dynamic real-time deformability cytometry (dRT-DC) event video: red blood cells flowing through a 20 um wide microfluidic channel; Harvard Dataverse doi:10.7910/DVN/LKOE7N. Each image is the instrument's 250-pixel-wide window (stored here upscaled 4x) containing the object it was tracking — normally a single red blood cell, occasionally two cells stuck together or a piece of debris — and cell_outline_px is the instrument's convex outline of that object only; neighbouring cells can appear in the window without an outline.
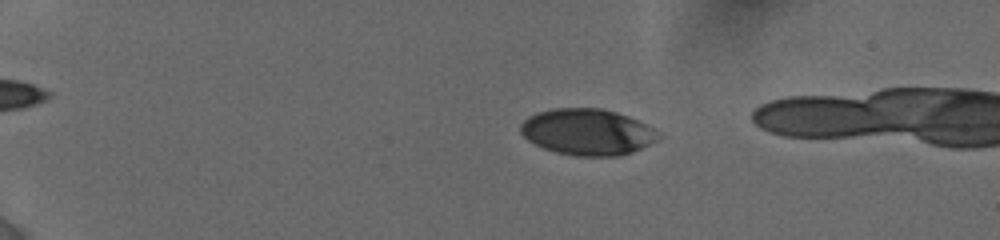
{"species": "human", "species_latin": "Homo sapiens", "temperature_condition": "cold", "stored_images_in_passage": 60, "camera_frame_rate_fps": 3000, "um_per_image_px": 0.085, "donor": {"sex": "female"}, "frame": {"image": 1, "passage_image": 11, "time_ms": 4.333, "image_size_px": [1000, 240], "cell_outline_px": [[660, 136], [656, 140], [632, 152], [620, 156], [576, 156], [556, 152], [544, 148], [528, 140], [520, 132], [520, 124], [528, 116], [536, 112], [552, 108], [604, 108], [628, 116], [652, 128]], "centroid_in_image_um": [49.88, 11.21], "position_along_channel_um": 35.1, "area_um2": 36.99}}
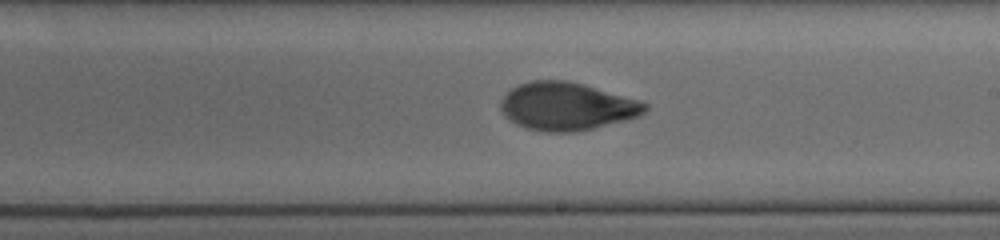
{"frame": {"image": 2, "passage_image": 35, "time_ms": 12.0, "image_size_px": [1000, 240], "cell_outline_px": [[648, 108], [640, 116], [576, 132], [544, 132], [528, 128], [516, 124], [504, 116], [500, 108], [500, 100], [512, 88], [520, 84], [532, 80], [564, 80], [580, 84], [640, 100], [648, 104]], "centroid_in_image_um": [48.15, 9.05], "position_along_channel_um": 240.8, "area_um2": 39.94}}
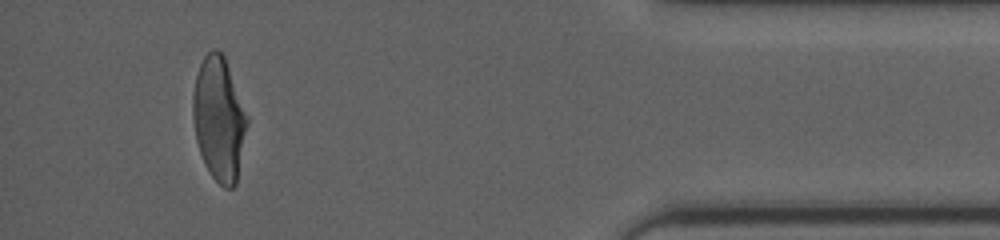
{"frame": {"image": 3, "passage_image": 57, "time_ms": 17.667, "image_size_px": [1000, 240], "cell_outline_px": [[248, 124], [236, 184], [232, 188], [224, 188], [212, 176], [204, 164], [196, 140], [192, 116], [192, 96], [196, 76], [200, 64], [204, 56], [212, 48], [216, 48], [224, 56], [248, 116]], "centroid_in_image_um": [18.61, 10.11], "position_along_channel_um": 416.6, "area_um2": 39.13}}